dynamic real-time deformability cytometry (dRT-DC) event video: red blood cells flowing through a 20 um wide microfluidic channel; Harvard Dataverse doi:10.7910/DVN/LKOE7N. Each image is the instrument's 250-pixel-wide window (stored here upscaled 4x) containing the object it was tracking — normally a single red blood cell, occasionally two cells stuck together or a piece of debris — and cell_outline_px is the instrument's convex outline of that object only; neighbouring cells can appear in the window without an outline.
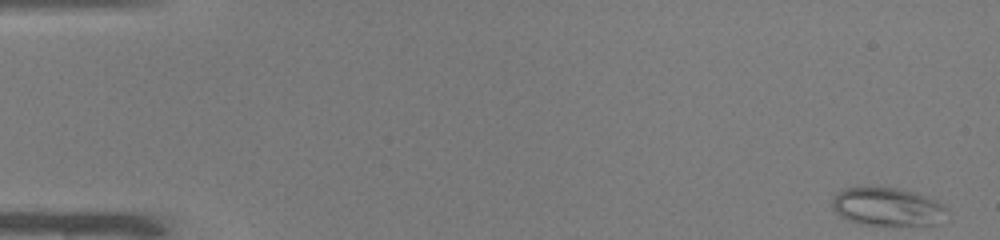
{"species": "common noctule bat (a hibernating species)", "species_latin": "Nyctalus noctula", "temperature_condition": "warm", "stored_images_in_passage": 49, "camera_frame_rate_fps": 3000, "um_per_image_px": 0.085, "animal": {"sex": "male", "body_mass_g": 19.0, "forearm_length_mm": 50.8}, "frame": {"image": 1, "passage_image": 1, "time_ms": 0.0, "image_size_px": [1000, 240], "cell_outline_px": [[948, 208], [940, 224], [860, 224], [848, 220], [840, 216], [832, 208], [832, 196], [844, 188], [896, 188], [916, 192], [936, 200], [944, 204]], "centroid_in_image_um": [75.43, 17.57], "position_along_channel_um": 9.6, "area_um2": 25.37}}
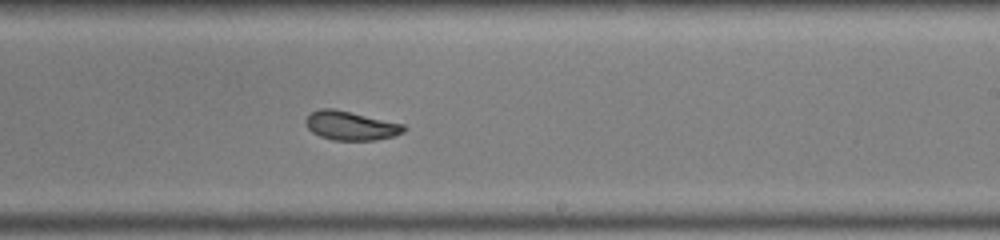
{"frame": {"image": 2, "passage_image": 30, "time_ms": 9.667, "image_size_px": [1000, 240], "cell_outline_px": [[408, 128], [404, 132], [396, 136], [376, 140], [332, 140], [320, 136], [312, 132], [308, 128], [304, 120], [312, 112], [320, 108], [332, 108], [404, 124]], "centroid_in_image_um": [29.84, 10.69], "position_along_channel_um": 259.2, "area_um2": 16.59}}
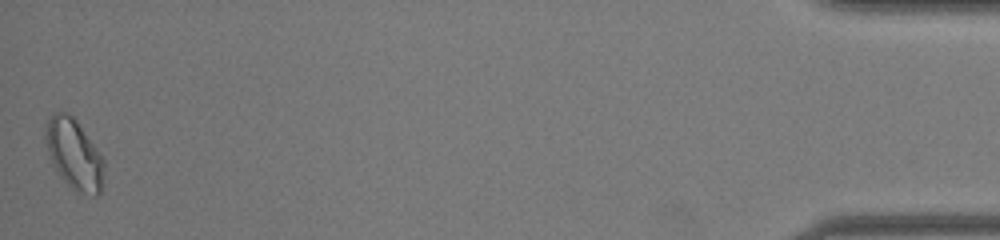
{"frame": {"image": 3, "passage_image": 49, "time_ms": 16.0, "image_size_px": [1000, 240], "cell_outline_px": [[104, 168], [100, 192], [96, 196], [76, 192], [56, 172], [52, 164], [44, 136], [44, 124], [52, 112], [68, 112], [76, 120], [104, 156]], "centroid_in_image_um": [6.29, 13.07], "position_along_channel_um": 428.9, "area_um2": 24.28}, "authors_computed_cell_mechanics": {"area_um2": 18.0914, "velocity_mm_per_s": 4.0653, "shape_relaxation_time_tau1_ms": 3.6012, "shape_relaxation_time_tau2_ms": 2.8527, "deformation_change_tau1": 0.1214, "deformation_change_tau2": 0.0813}}